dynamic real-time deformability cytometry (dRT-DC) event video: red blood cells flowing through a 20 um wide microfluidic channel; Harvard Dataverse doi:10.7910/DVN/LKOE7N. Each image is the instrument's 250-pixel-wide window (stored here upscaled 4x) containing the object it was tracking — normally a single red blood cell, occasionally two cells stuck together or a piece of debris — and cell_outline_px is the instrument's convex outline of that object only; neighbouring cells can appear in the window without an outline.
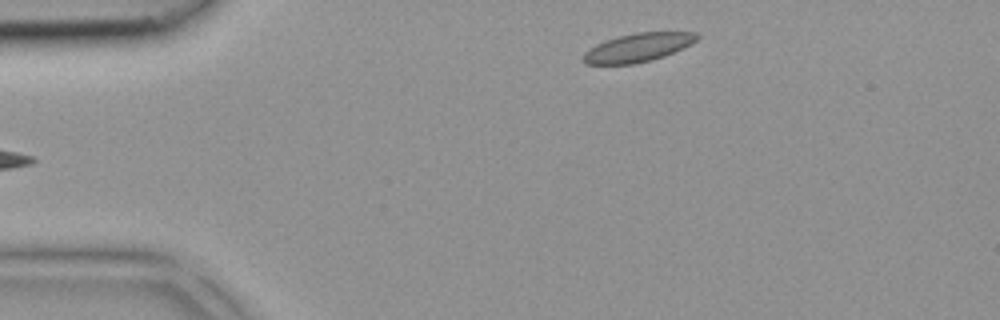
{"species": "common noctule bat (a hibernating species)", "species_latin": "Nyctalus noctula", "temperature_condition": "room temperature", "stored_images_in_passage": 35, "camera_frame_rate_fps": 3000, "um_per_image_px": 0.085, "animal": {"sex": "female", "body_mass_g": 18.4}, "frame": {"image": 1, "passage_image": 1, "time_ms": 0.0, "image_size_px": [1000, 320], "cell_outline_px": [[700, 36], [692, 44], [664, 56], [652, 60], [632, 64], [584, 64], [580, 60], [580, 56], [588, 48], [604, 40], [616, 36], [636, 32], [696, 32]], "centroid_in_image_um": [54.16, 4.04], "position_along_channel_um": 30.8, "area_um2": 19.25}}
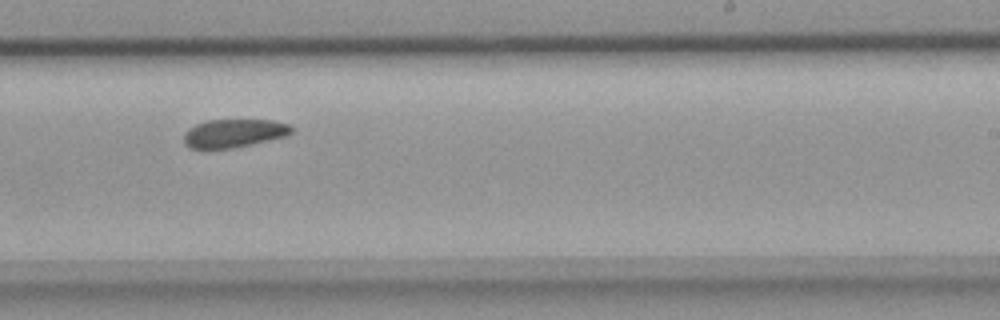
{"frame": {"image": 2, "passage_image": 19, "time_ms": 6.0, "image_size_px": [1000, 320], "cell_outline_px": [[292, 132], [288, 136], [252, 144], [232, 148], [188, 148], [184, 144], [184, 132], [188, 128], [196, 124], [208, 120], [272, 120], [288, 124], [292, 128]], "centroid_in_image_um": [19.87, 11.32], "position_along_channel_um": 269.1, "area_um2": 17.8}}
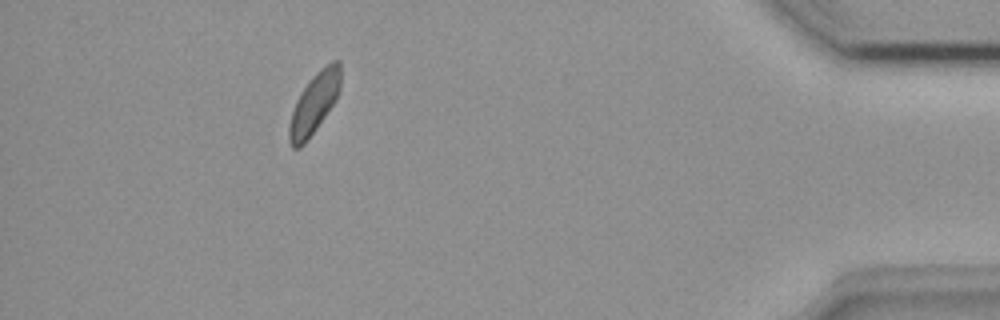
{"frame": {"image": 3, "passage_image": 31, "time_ms": 10.0, "image_size_px": [1000, 320], "cell_outline_px": [[340, 88], [336, 100], [308, 140], [300, 148], [292, 148], [288, 140], [288, 124], [296, 100], [300, 92], [312, 76], [320, 68], [332, 60], [340, 60]], "centroid_in_image_um": [26.69, 8.79], "position_along_channel_um": 408.5, "area_um2": 18.32}}